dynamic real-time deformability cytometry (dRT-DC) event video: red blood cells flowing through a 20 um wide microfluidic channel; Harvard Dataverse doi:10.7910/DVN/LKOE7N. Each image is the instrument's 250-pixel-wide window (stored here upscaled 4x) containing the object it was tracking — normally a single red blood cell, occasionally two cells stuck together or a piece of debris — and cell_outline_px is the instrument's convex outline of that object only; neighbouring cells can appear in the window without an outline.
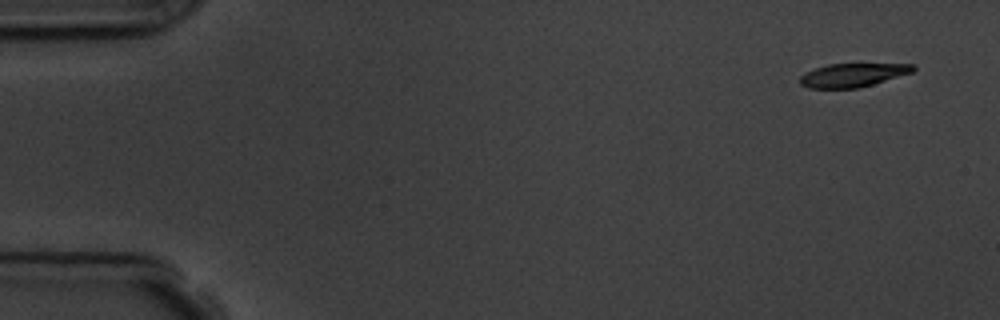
{"species": "common noctule bat (a hibernating species)", "species_latin": "Nyctalus noctula", "temperature_condition": "room temperature", "stored_images_in_passage": 7, "camera_frame_rate_fps": 3000, "um_per_image_px": 0.085, "animal": {"sex": "male", "body_mass_g": 19.5, "forearm_length_mm": 54.6}, "frame": {"image": 1, "passage_image": 1, "time_ms": 0.0, "image_size_px": [1000, 320], "cell_outline_px": [[916, 68], [912, 72], [872, 84], [856, 88], [808, 88], [800, 84], [800, 76], [804, 72], [828, 64], [916, 64]], "centroid_in_image_um": [72.45, 6.38], "position_along_channel_um": 12.5, "area_um2": 15.37}}